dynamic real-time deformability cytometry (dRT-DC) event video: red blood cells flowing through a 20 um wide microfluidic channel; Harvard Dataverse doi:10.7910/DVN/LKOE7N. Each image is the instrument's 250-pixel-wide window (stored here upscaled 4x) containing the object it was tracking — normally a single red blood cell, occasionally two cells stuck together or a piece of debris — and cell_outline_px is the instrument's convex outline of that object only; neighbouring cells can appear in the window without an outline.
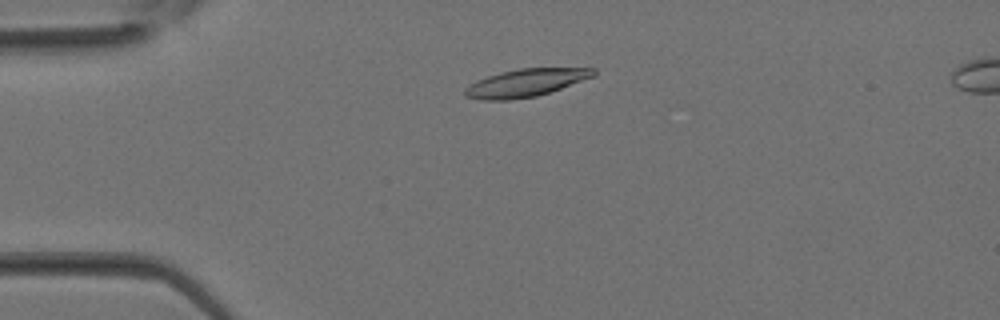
{"species": "Egyptian fruit bat (a non-hibernating species)", "species_latin": "Rousettus aegyptiacus", "temperature_condition": "room temperature", "stored_images_in_passage": 29, "camera_frame_rate_fps": 3000, "um_per_image_px": 0.085, "animal": {"sex": "female"}, "frame": {"image": 1, "passage_image": 4, "time_ms": 1.0, "image_size_px": [1000, 320], "cell_outline_px": [[572, 80], [556, 88], [544, 92], [528, 96], [480, 96], [496, 76], [512, 72], [532, 68], [572, 68]], "centroid_in_image_um": [44.9, 6.97], "position_along_channel_um": 40.1, "area_um2": 13.41}}
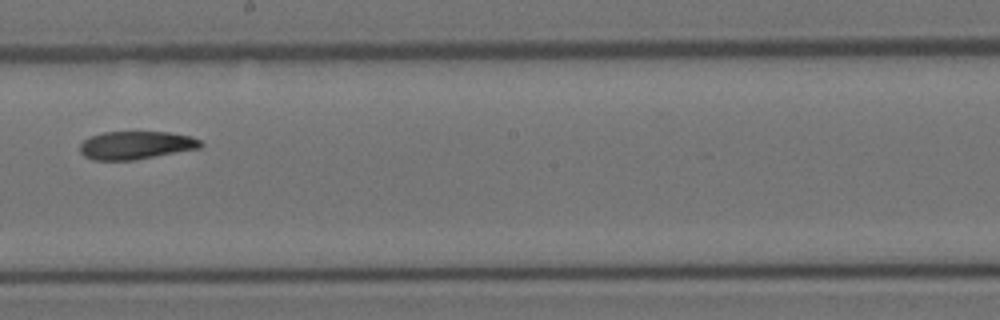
{"frame": {"image": 2, "passage_image": 16, "time_ms": 5.0, "image_size_px": [1000, 320], "cell_outline_px": [[196, 144], [184, 148], [140, 156], [92, 156], [84, 148], [92, 140], [104, 136], [128, 132], [148, 132], [180, 136], [196, 140]], "centroid_in_image_um": [11.62, 12.26], "position_along_channel_um": 236.6, "area_um2": 14.33}}
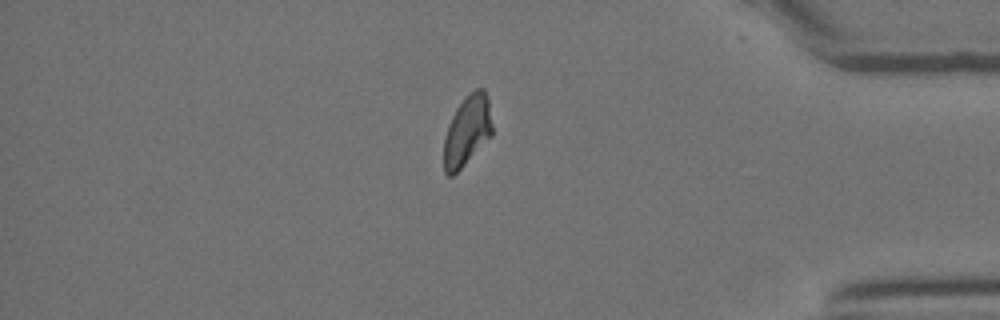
{"frame": {"image": 3, "passage_image": 26, "time_ms": 8.333, "image_size_px": [1000, 320], "cell_outline_px": [[492, 132], [452, 172], [448, 172], [444, 164], [444, 148], [448, 132], [452, 124], [484, 96], [492, 128]], "centroid_in_image_um": [39.68, 11.46], "position_along_channel_um": 395.5, "area_um2": 14.1}}